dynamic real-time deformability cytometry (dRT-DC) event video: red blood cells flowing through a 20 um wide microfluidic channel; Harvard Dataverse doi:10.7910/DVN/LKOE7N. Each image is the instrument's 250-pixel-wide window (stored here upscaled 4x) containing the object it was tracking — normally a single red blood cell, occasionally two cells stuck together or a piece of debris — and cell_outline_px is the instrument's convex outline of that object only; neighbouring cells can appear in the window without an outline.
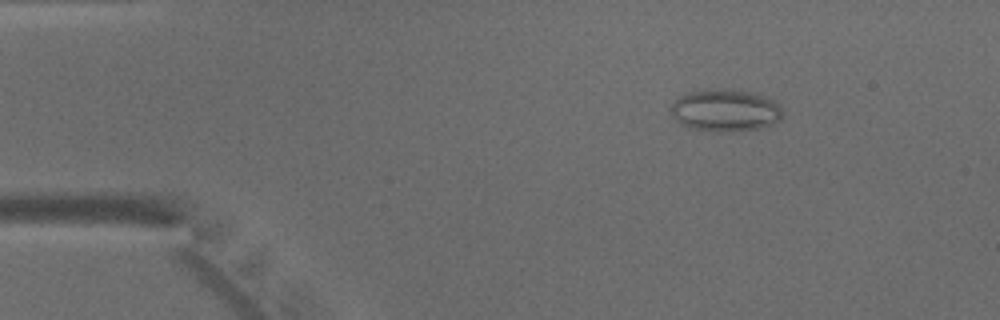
{"species": "common noctule bat (a hibernating species)", "species_latin": "Nyctalus noctula", "temperature_condition": "warm", "stored_images_in_passage": 47, "camera_frame_rate_fps": 3000, "um_per_image_px": 0.085, "animal": {"sex": "male", "body_mass_g": 15.6}, "frame": {"image": 1, "passage_image": 7, "time_ms": 2.0, "image_size_px": [1000, 320], "cell_outline_px": [[784, 116], [780, 120], [772, 124], [760, 128], [732, 132], [712, 132], [692, 128], [680, 124], [672, 116], [672, 104], [680, 96], [688, 92], [704, 88], [740, 88], [764, 96], [780, 104], [784, 112]], "centroid_in_image_um": [61.68, 9.36], "position_along_channel_um": 23.3, "area_um2": 28.26}}
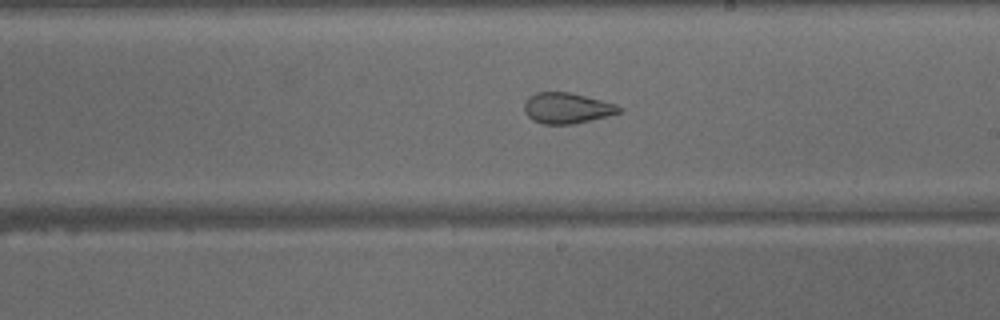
{"frame": {"image": 2, "passage_image": 27, "time_ms": 8.667, "image_size_px": [1000, 320], "cell_outline_px": [[624, 108], [620, 112], [608, 116], [592, 120], [572, 124], [544, 124], [532, 120], [524, 112], [524, 100], [528, 96], [536, 92], [568, 92], [616, 104]], "centroid_in_image_um": [48.16, 9.19], "position_along_channel_um": 240.8, "area_um2": 17.05}}
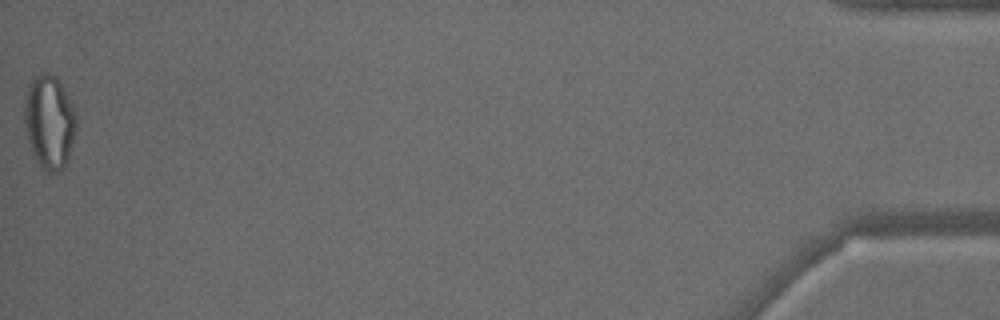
{"frame": {"image": 3, "passage_image": 47, "time_ms": 15.333, "image_size_px": [1000, 320], "cell_outline_px": [[76, 128], [68, 156], [60, 172], [44, 172], [40, 168], [32, 152], [24, 128], [24, 96], [28, 84], [40, 72], [48, 72], [56, 76], [68, 96], [76, 116]], "centroid_in_image_um": [4.15, 10.35], "position_along_channel_um": 431.0, "area_um2": 28.44}}